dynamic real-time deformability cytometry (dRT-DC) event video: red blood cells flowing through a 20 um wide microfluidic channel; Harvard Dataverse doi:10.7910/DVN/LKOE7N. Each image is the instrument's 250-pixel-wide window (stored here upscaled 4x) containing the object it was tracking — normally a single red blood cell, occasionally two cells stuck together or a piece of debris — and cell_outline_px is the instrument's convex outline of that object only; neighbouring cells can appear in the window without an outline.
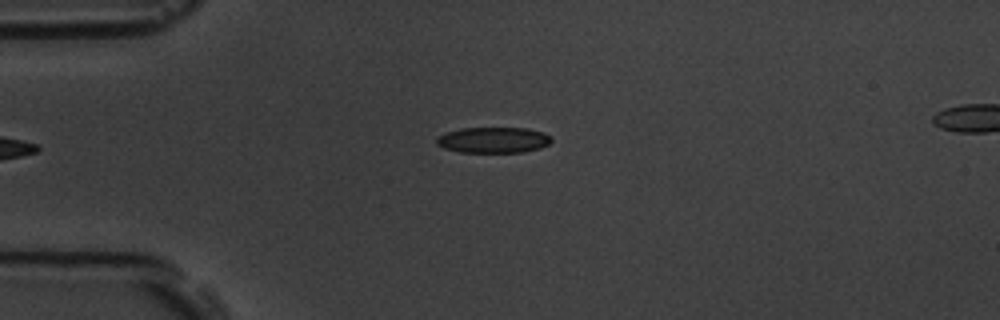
{"species": "common noctule bat (a hibernating species)", "species_latin": "Nyctalus noctula", "temperature_condition": "room temperature", "stored_images_in_passage": 6, "camera_frame_rate_fps": 3000, "um_per_image_px": 0.085, "animal": {"sex": "male", "body_mass_g": 19.5, "forearm_length_mm": 54.6}, "frame": {"image": 1, "passage_image": 6, "time_ms": 5.667, "image_size_px": [1000, 320], "cell_outline_px": [[552, 140], [548, 144], [540, 148], [520, 152], [460, 152], [444, 148], [436, 144], [436, 136], [460, 128], [528, 128], [544, 132], [552, 136]], "centroid_in_image_um": [41.94, 11.89], "position_along_channel_um": 43.1, "area_um2": 17.34}}